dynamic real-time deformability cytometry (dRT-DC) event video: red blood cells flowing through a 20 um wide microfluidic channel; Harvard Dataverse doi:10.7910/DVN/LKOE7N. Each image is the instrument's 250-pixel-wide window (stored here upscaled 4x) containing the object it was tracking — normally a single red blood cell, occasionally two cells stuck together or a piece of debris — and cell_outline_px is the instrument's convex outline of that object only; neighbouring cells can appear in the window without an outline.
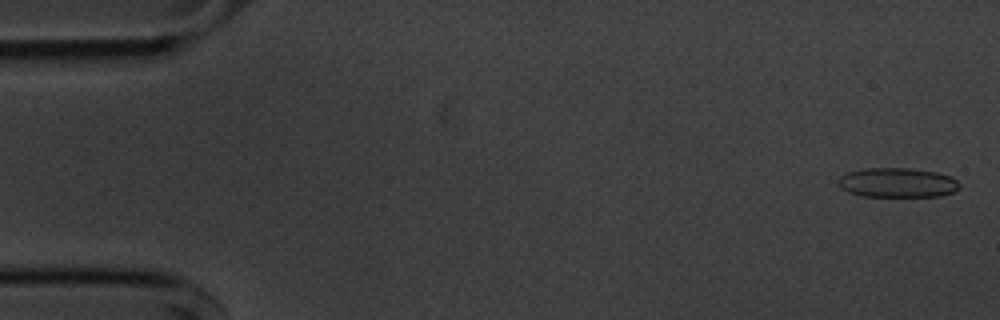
{"species": "common noctule bat (a hibernating species)", "species_latin": "Nyctalus noctula", "temperature_condition": "cold", "stored_images_in_passage": 53, "camera_frame_rate_fps": 3000, "um_per_image_px": 0.085, "animal": {"sex": "male", "body_mass_g": 20.1, "forearm_length_mm": 53.5}, "frame": {"image": 1, "passage_image": 2, "time_ms": 0.333, "image_size_px": [1000, 320], "cell_outline_px": [[960, 188], [952, 192], [940, 196], [860, 196], [848, 192], [840, 188], [836, 180], [840, 176], [848, 172], [864, 168], [908, 168], [936, 172], [948, 176], [956, 180], [960, 184]], "centroid_in_image_um": [76.23, 15.52], "position_along_channel_um": 8.8, "area_um2": 20.92}}
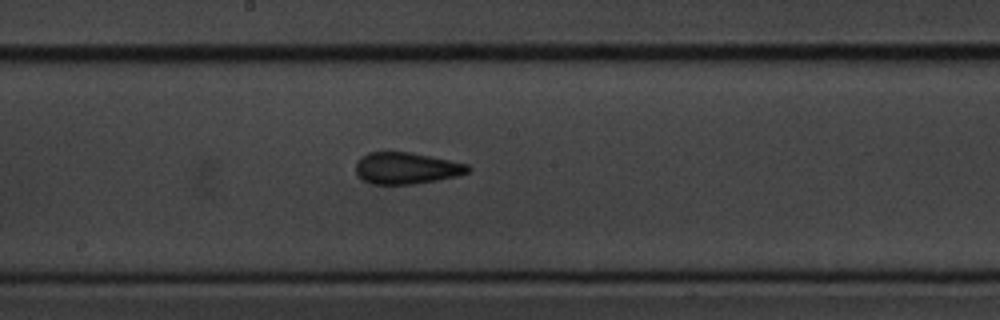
{"frame": {"image": 2, "passage_image": 29, "time_ms": 9.333, "image_size_px": [1000, 320], "cell_outline_px": [[472, 168], [468, 172], [460, 176], [412, 184], [372, 184], [364, 180], [356, 172], [356, 164], [360, 156], [368, 152], [412, 152], [468, 164]], "centroid_in_image_um": [34.57, 14.29], "position_along_channel_um": 213.6, "area_um2": 20.69}}
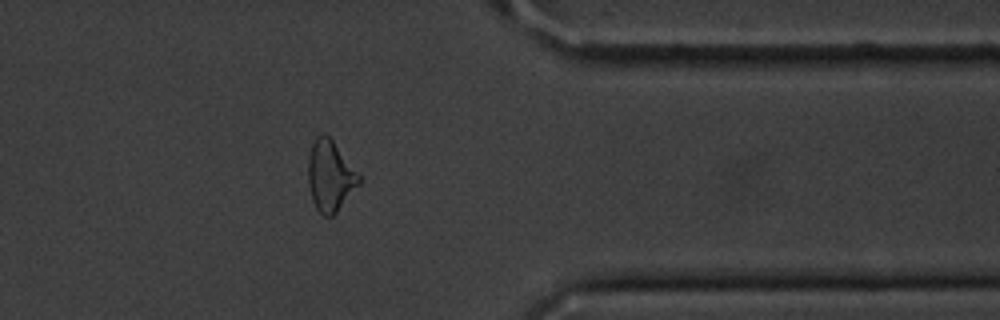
{"frame": {"image": 3, "passage_image": 44, "time_ms": 14.333, "image_size_px": [1000, 320], "cell_outline_px": [[360, 184], [336, 212], [332, 216], [324, 216], [316, 208], [312, 200], [308, 184], [308, 156], [312, 144], [316, 136], [324, 132], [332, 140], [360, 176]], "centroid_in_image_um": [28.04, 14.95], "position_along_channel_um": 383.4, "area_um2": 20.75}}